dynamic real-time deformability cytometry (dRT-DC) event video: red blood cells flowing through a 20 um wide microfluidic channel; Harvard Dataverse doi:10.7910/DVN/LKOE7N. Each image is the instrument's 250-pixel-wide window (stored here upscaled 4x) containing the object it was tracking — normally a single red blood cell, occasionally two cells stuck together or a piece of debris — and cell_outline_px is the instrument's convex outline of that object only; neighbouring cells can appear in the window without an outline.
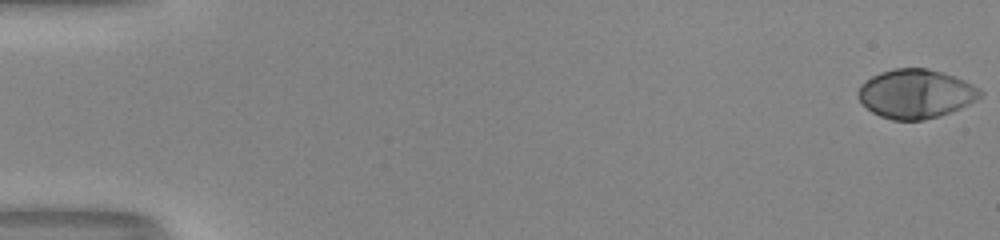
{"species": "human", "species_latin": "Homo sapiens", "temperature_condition": "room temperature", "stored_images_in_passage": 53, "camera_frame_rate_fps": 3000, "um_per_image_px": 0.085, "donor": {"sex": "male"}, "frame": {"image": 1, "passage_image": 1, "time_ms": 0.0, "image_size_px": [1000, 240], "cell_outline_px": [[984, 92], [976, 100], [960, 108], [940, 116], [924, 120], [892, 120], [880, 116], [872, 112], [860, 100], [856, 92], [860, 84], [872, 76], [880, 72], [896, 68], [928, 68], [964, 80], [972, 84]], "centroid_in_image_um": [77.82, 7.97], "position_along_channel_um": 7.2, "area_um2": 34.74}}
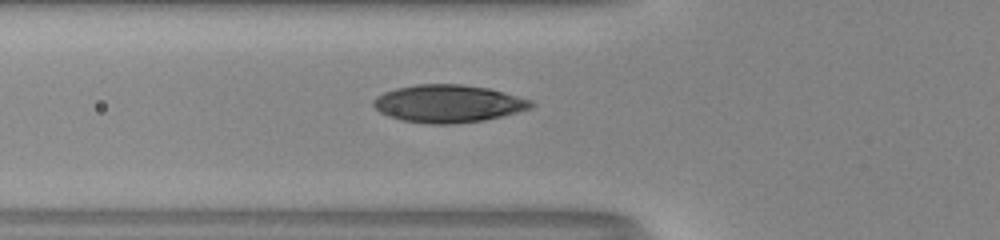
{"frame": {"image": 2, "passage_image": 21, "time_ms": 6.667, "image_size_px": [1000, 240], "cell_outline_px": [[536, 104], [532, 108], [484, 120], [456, 124], [428, 124], [404, 120], [388, 116], [380, 112], [372, 104], [372, 100], [376, 96], [384, 92], [396, 88], [416, 84], [460, 84], [488, 88], [504, 92], [532, 100]], "centroid_in_image_um": [38.09, 8.8], "position_along_channel_um": 87.7, "area_um2": 34.62}}
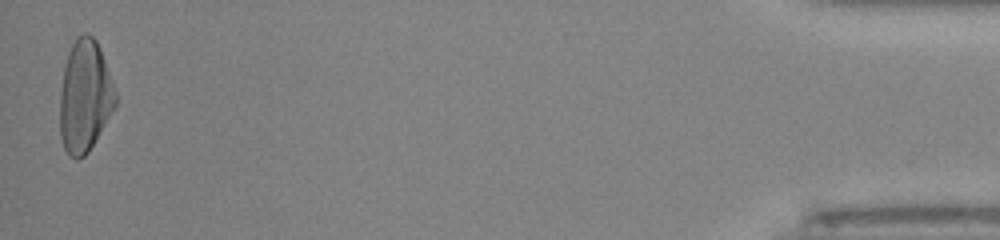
{"frame": {"image": 3, "passage_image": 53, "time_ms": 17.333, "image_size_px": [1000, 240], "cell_outline_px": [[116, 104], [88, 152], [84, 156], [76, 160], [68, 156], [64, 148], [60, 136], [60, 92], [64, 68], [68, 52], [76, 36], [84, 32], [88, 32], [96, 40], [100, 48], [116, 92]], "centroid_in_image_um": [7.19, 8.17], "position_along_channel_um": 428.0, "area_um2": 36.18}, "authors_computed_cell_mechanics": {"area_um2": 34.2754, "velocity_mm_per_s": 4.0497, "shape_relaxation_time_tau1_ms": 5.0541, "shape_relaxation_time_tau2_ms": null, "deformation_change_tau1": 0.2559, "deformation_change_tau2": null}}